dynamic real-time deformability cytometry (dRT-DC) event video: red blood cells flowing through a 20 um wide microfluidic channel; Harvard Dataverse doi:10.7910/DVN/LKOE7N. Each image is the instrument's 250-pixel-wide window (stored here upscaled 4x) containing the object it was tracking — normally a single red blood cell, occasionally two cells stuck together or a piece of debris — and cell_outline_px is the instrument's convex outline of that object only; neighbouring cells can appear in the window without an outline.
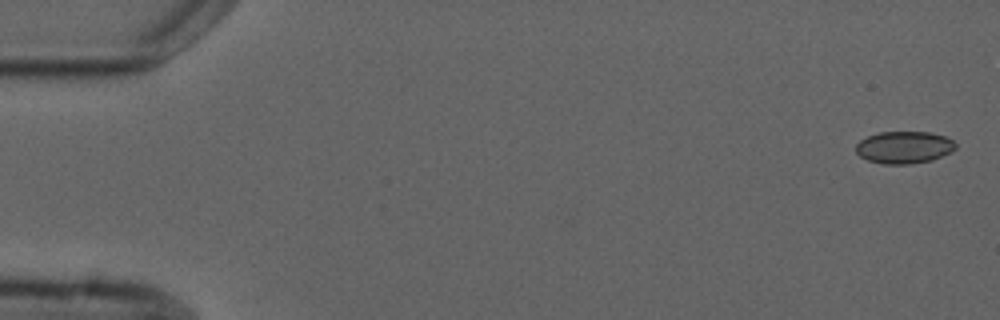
{"species": "common noctule bat (a hibernating species)", "species_latin": "Nyctalus noctula", "temperature_condition": "cold", "stored_images_in_passage": 5, "camera_frame_rate_fps": 3000, "um_per_image_px": 0.085, "animal": {"sex": "male", "forearm_length_mm": 52.5}, "frame": {"image": 1, "passage_image": 1, "time_ms": 0.0, "image_size_px": [1000, 320], "cell_outline_px": [[956, 148], [932, 160], [908, 164], [884, 164], [868, 160], [860, 156], [856, 152], [856, 144], [860, 140], [868, 136], [880, 132], [928, 132], [944, 136], [952, 140], [956, 144]], "centroid_in_image_um": [76.82, 12.52], "position_along_channel_um": 8.2, "area_um2": 18.5}}
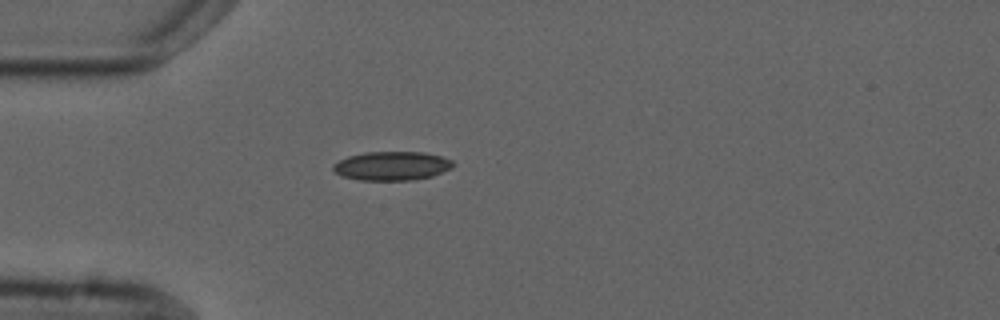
{"frame": {"image": 2, "passage_image": 4, "time_ms": 4.667, "image_size_px": [1000, 320], "cell_outline_px": [[456, 164], [452, 168], [432, 176], [416, 180], [360, 180], [344, 176], [336, 172], [332, 168], [332, 164], [348, 156], [364, 152], [424, 152], [440, 156], [452, 160]], "centroid_in_image_um": [33.34, 14.1], "position_along_channel_um": 51.7, "area_um2": 20.23}}